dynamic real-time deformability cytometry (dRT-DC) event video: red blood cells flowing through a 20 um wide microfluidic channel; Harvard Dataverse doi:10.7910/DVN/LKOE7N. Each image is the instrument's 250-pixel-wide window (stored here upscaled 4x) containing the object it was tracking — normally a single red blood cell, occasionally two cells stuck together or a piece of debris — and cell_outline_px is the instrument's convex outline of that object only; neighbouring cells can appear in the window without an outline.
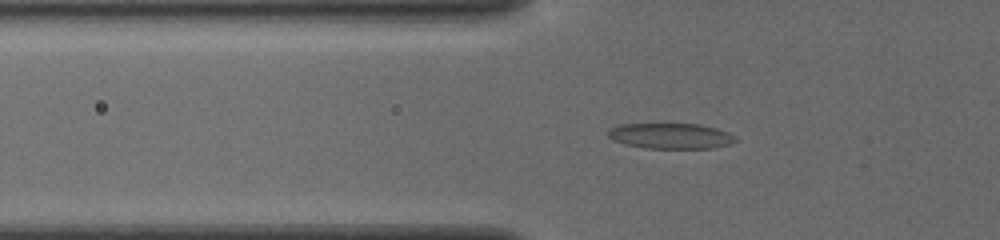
{"species": "common noctule bat (a hibernating species)", "species_latin": "Nyctalus noctula", "temperature_condition": "cold", "stored_images_in_passage": 39, "camera_frame_rate_fps": 3000, "um_per_image_px": 0.085, "animal": {"sex": "female", "body_mass_g": 19.5, "forearm_length_mm": 54.1}, "frame": {"image": 1, "passage_image": 5, "time_ms": 1.333, "image_size_px": [1000, 240], "cell_outline_px": [[736, 140], [728, 144], [712, 148], [644, 148], [624, 144], [612, 140], [608, 136], [608, 132], [612, 128], [620, 124], [700, 124], [716, 128], [728, 132], [736, 136]], "centroid_in_image_um": [57.0, 11.55], "position_along_channel_um": 68.8, "area_um2": 18.9}}
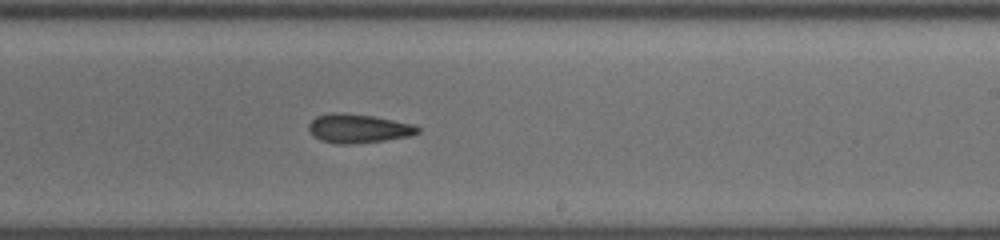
{"frame": {"image": 2, "passage_image": 20, "time_ms": 6.333, "image_size_px": [1000, 240], "cell_outline_px": [[420, 132], [412, 136], [384, 140], [352, 144], [336, 144], [320, 140], [312, 136], [308, 128], [308, 124], [316, 116], [332, 112], [344, 112], [372, 116], [412, 124], [420, 128]], "centroid_in_image_um": [30.42, 10.92], "position_along_channel_um": 258.6, "area_um2": 18.5}}
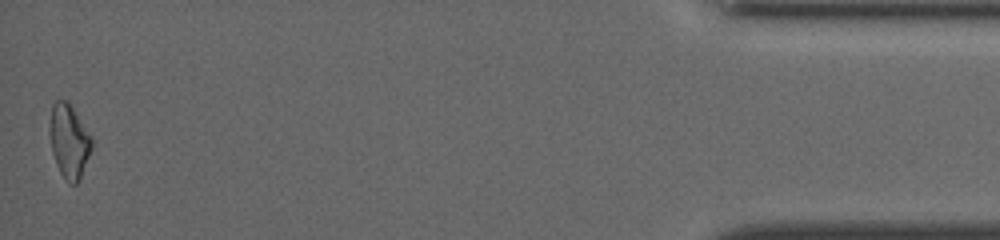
{"frame": {"image": 3, "passage_image": 39, "time_ms": 12.667, "image_size_px": [1000, 240], "cell_outline_px": [[92, 148], [80, 180], [76, 184], [68, 184], [64, 180], [56, 164], [52, 152], [48, 132], [52, 104], [56, 100], [68, 100], [92, 136]], "centroid_in_image_um": [5.86, 12.0], "position_along_channel_um": 429.3, "area_um2": 18.5}, "authors_computed_cell_mechanics": {"area_um2": 18.2648, "velocity_mm_per_s": 3.8813, "shape_relaxation_time_tau1_ms": null, "shape_relaxation_time_tau2_ms": 5.4077, "deformation_change_tau1": null, "deformation_change_tau2": 0.139}}